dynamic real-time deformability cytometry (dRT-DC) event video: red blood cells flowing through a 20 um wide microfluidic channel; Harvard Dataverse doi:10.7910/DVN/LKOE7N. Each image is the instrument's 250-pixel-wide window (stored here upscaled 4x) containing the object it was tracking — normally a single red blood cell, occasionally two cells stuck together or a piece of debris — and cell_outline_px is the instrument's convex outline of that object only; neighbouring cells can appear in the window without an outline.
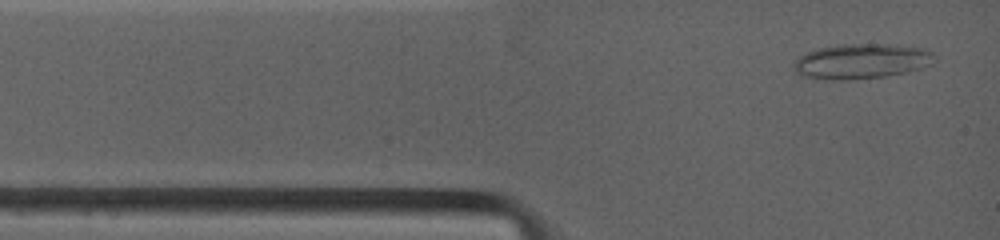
{"species": "common noctule bat (a hibernating species)", "species_latin": "Nyctalus noctula", "temperature_condition": "warm", "stored_images_in_passage": 6, "camera_frame_rate_fps": 4500, "um_per_image_px": 0.085, "animal": {"sex": "female", "body_mass_g": 19.0, "forearm_length_mm": 53.3}, "frame": {"image": 1, "passage_image": 1, "time_ms": 0.0, "image_size_px": [1000, 240], "cell_outline_px": [[936, 56], [928, 64], [920, 68], [904, 72], [884, 76], [844, 80], [804, 76], [796, 72], [792, 68], [792, 64], [800, 56], [808, 52], [820, 48], [844, 44], [884, 44], [924, 48], [932, 52]], "centroid_in_image_um": [73.2, 5.19], "position_along_channel_um": 11.8, "area_um2": 28.09}}
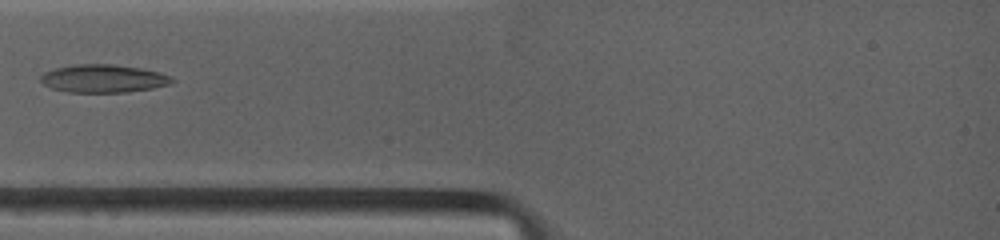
{"frame": {"image": 2, "passage_image": 4, "time_ms": 2.444, "image_size_px": [1000, 240], "cell_outline_px": [[176, 80], [168, 84], [152, 88], [124, 92], [68, 92], [52, 88], [44, 84], [40, 80], [40, 76], [44, 72], [56, 68], [76, 64], [112, 64], [140, 68], [160, 72]], "centroid_in_image_um": [8.76, 6.67], "position_along_channel_um": 76.2, "area_um2": 21.21}}
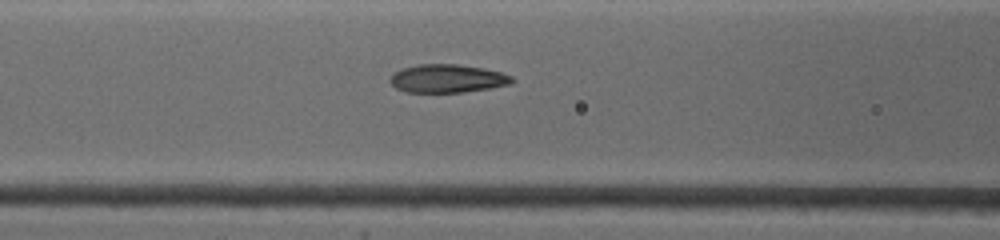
{"frame": {"image": 3, "passage_image": 6, "time_ms": 3.778, "image_size_px": [1000, 240], "cell_outline_px": [[512, 80], [508, 84], [488, 88], [464, 92], [404, 92], [396, 88], [388, 80], [392, 72], [400, 68], [420, 64], [456, 64], [480, 68], [500, 72], [512, 76]], "centroid_in_image_um": [37.92, 6.67], "position_along_channel_um": 128.7, "area_um2": 19.94}}